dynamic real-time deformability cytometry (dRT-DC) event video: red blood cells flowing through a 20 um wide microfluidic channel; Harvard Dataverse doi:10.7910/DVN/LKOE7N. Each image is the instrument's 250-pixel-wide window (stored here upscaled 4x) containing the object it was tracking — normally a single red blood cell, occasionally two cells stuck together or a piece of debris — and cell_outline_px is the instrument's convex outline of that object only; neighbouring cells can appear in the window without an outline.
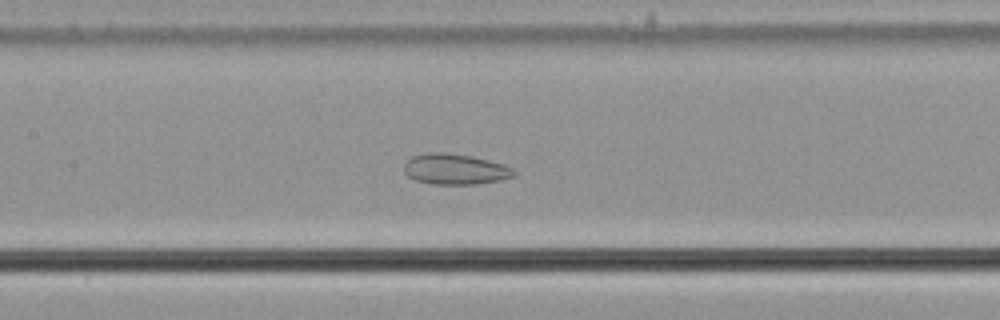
{"species": "common noctule bat (a hibernating species)", "species_latin": "Nyctalus noctula", "temperature_condition": "cold", "stored_images_in_passage": 58, "camera_frame_rate_fps": 3000, "um_per_image_px": 0.085, "animal": {"sex": "male", "body_mass_g": 21.5, "forearm_length_mm": 52.0}, "frame": {"image": 1, "passage_image": 28, "time_ms": 9.0, "image_size_px": [1000, 320], "cell_outline_px": [[516, 176], [500, 180], [476, 184], [432, 184], [416, 180], [408, 176], [404, 172], [404, 164], [412, 156], [432, 152], [444, 152], [472, 156], [504, 164], [512, 168], [516, 172]], "centroid_in_image_um": [38.7, 14.38], "position_along_channel_um": 168.7, "area_um2": 19.65}}
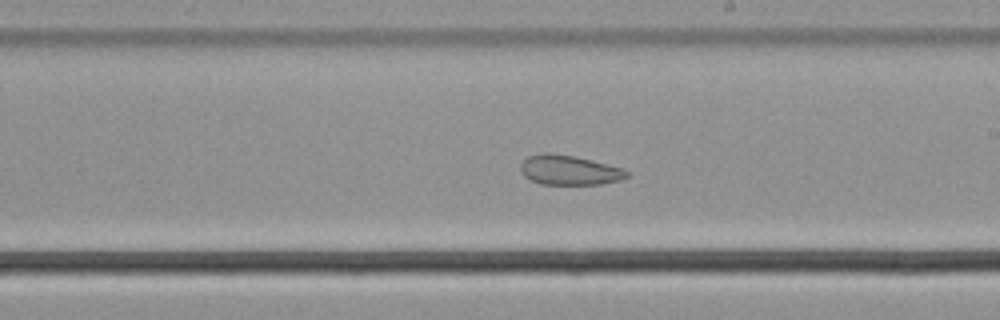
{"frame": {"image": 2, "passage_image": 34, "time_ms": 11.0, "image_size_px": [1000, 320], "cell_outline_px": [[632, 172], [628, 176], [620, 180], [600, 184], [540, 184], [524, 176], [520, 172], [520, 164], [528, 156], [544, 152], [548, 152], [576, 156], [624, 168]], "centroid_in_image_um": [48.4, 14.45], "position_along_channel_um": 240.6, "area_um2": 18.61}}
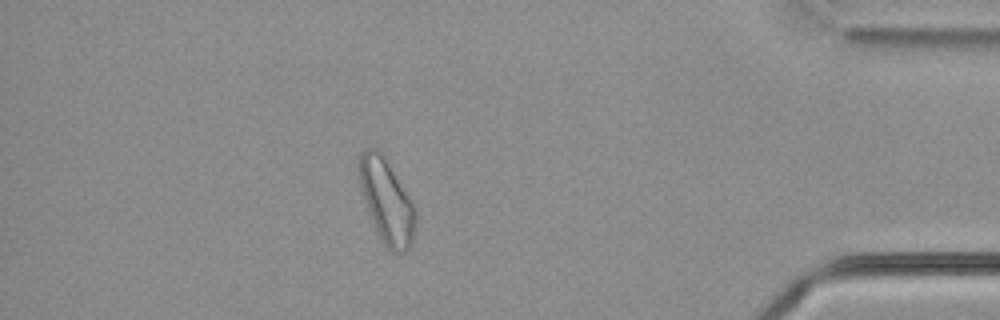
{"frame": {"image": 3, "passage_image": 51, "time_ms": 16.667, "image_size_px": [1000, 320], "cell_outline_px": [[416, 220], [412, 244], [404, 252], [392, 252], [384, 244], [376, 232], [368, 212], [356, 180], [356, 164], [360, 152], [364, 148], [376, 148], [384, 152], [416, 204]], "centroid_in_image_um": [32.84, 16.98], "position_along_channel_um": 402.4, "area_um2": 29.25}, "authors_computed_cell_mechanics": {"area_um2": 26.8481, "velocity_mm_per_s": 3.6005, "shape_relaxation_time_tau1_ms": null, "shape_relaxation_time_tau2_ms": 3.2672, "deformation_change_tau1": null, "deformation_change_tau2": 0.0863}}